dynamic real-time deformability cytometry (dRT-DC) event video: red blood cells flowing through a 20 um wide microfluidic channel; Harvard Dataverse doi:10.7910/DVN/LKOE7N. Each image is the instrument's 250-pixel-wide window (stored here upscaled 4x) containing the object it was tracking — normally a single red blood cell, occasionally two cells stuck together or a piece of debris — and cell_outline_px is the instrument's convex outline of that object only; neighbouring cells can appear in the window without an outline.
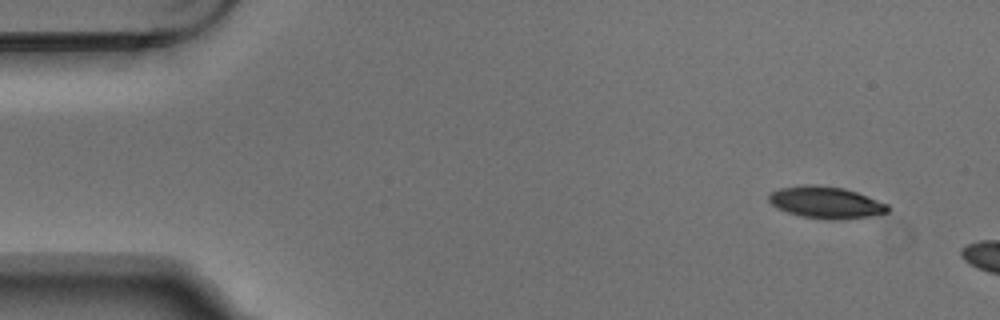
{"species": "Egyptian fruit bat (a non-hibernating species)", "species_latin": "Rousettus aegyptiacus", "temperature_condition": "warm", "stored_images_in_passage": 2, "camera_frame_rate_fps": 3000, "um_per_image_px": 0.085, "animal": {"sex": "male"}, "frame": {"image": 1, "passage_image": 1, "time_ms": 0.0, "image_size_px": [1000, 320], "cell_outline_px": [[888, 212], [876, 216], [840, 220], [828, 220], [804, 216], [788, 212], [776, 208], [768, 200], [768, 196], [772, 192], [780, 188], [804, 184], [812, 184], [844, 188], [856, 192], [888, 204]], "centroid_in_image_um": [70.22, 17.21], "position_along_channel_um": 14.8, "area_um2": 22.14}}